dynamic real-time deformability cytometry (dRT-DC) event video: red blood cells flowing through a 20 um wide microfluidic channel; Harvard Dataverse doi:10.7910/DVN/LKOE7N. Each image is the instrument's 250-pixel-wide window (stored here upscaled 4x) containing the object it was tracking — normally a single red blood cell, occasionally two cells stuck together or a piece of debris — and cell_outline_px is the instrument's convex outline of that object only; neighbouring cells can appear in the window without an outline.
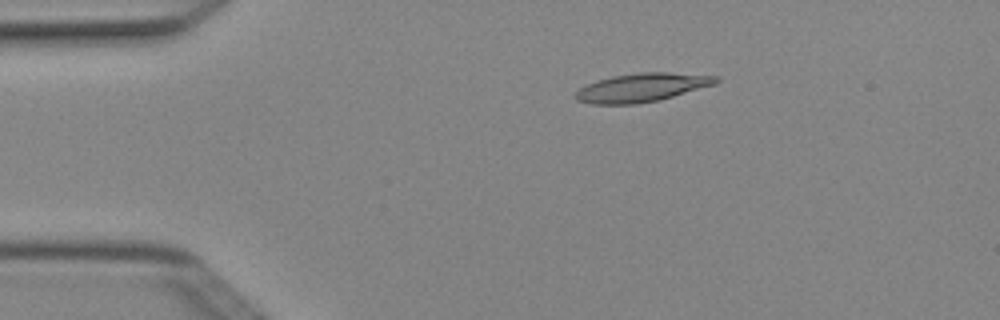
{"species": "Egyptian fruit bat (a non-hibernating species)", "species_latin": "Rousettus aegyptiacus", "temperature_condition": "cold", "stored_images_in_passage": 4, "camera_frame_rate_fps": 3000, "um_per_image_px": 0.085, "animal": {"sex": "female"}, "frame": {"image": 1, "passage_image": 1, "time_ms": 0.0, "image_size_px": [1000, 320], "cell_outline_px": [[720, 80], [716, 84], [660, 100], [636, 104], [592, 104], [576, 100], [572, 96], [580, 88], [588, 84], [612, 76], [640, 72], [668, 72], [720, 76]], "centroid_in_image_um": [54.59, 7.44], "position_along_channel_um": 30.4, "area_um2": 23.47}}
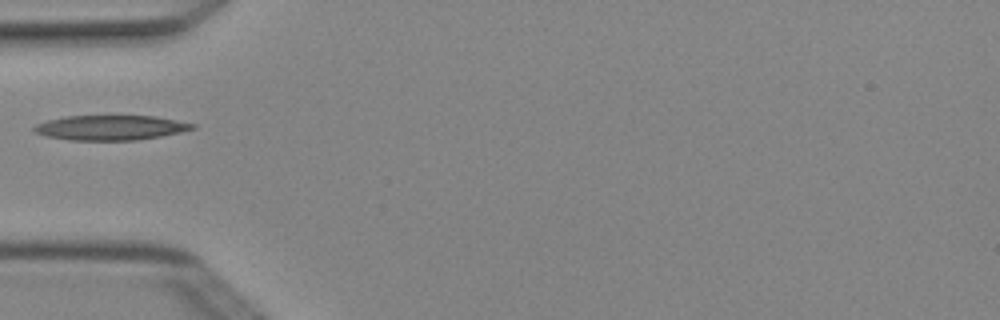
{"frame": {"image": 2, "passage_image": 3, "time_ms": 0.667, "image_size_px": [1000, 320], "cell_outline_px": [[196, 128], [180, 132], [160, 136], [136, 140], [68, 140], [44, 136], [32, 132], [32, 128], [36, 124], [48, 120], [64, 116], [152, 116], [196, 124]], "centroid_in_image_um": [9.33, 10.85], "position_along_channel_um": 75.7, "area_um2": 22.89}}
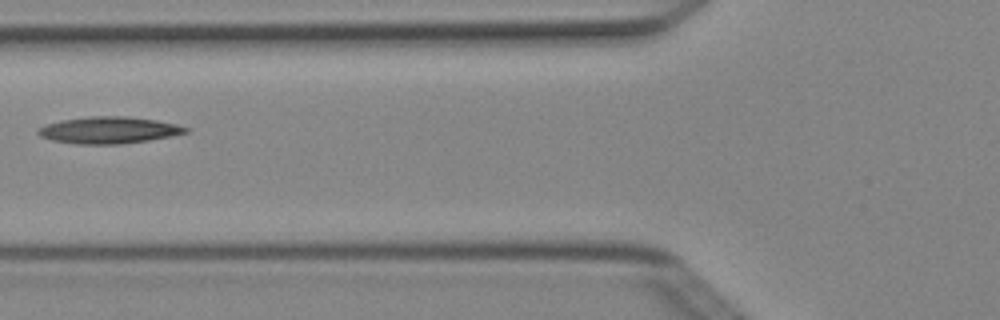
{"frame": {"image": 3, "passage_image": 4, "time_ms": 1.0, "image_size_px": [1000, 320], "cell_outline_px": [[188, 132], [172, 136], [148, 140], [120, 144], [76, 144], [52, 140], [40, 136], [36, 132], [36, 128], [44, 124], [64, 120], [88, 116], [128, 116], [156, 120], [176, 124], [188, 128]], "centroid_in_image_um": [9.21, 11.06], "position_along_channel_um": 116.6, "area_um2": 23.06}}